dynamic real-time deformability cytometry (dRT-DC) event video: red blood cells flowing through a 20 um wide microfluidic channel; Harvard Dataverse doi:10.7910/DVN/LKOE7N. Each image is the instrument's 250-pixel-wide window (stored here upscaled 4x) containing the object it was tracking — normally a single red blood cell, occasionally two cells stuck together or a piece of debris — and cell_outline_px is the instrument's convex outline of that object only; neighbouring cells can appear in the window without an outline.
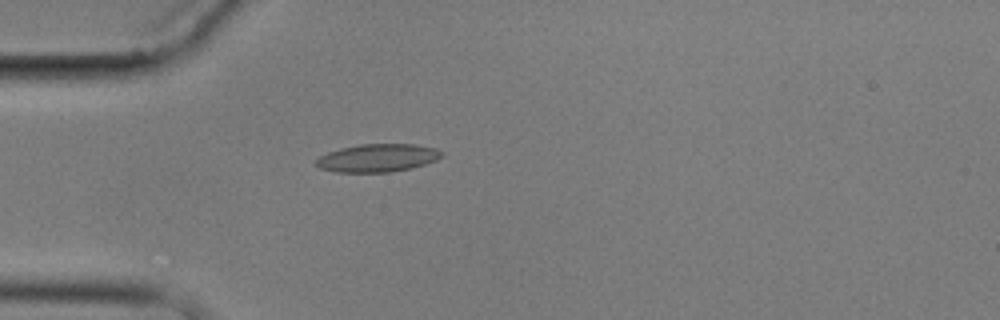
{"species": "common noctule bat (a hibernating species)", "species_latin": "Nyctalus noctula", "temperature_condition": "cold", "stored_images_in_passage": 5, "camera_frame_rate_fps": 3000, "um_per_image_px": 0.085, "animal": {"sex": "male", "body_mass_g": 17.9}, "frame": {"image": 1, "passage_image": 5, "time_ms": 4.667, "image_size_px": [1000, 320], "cell_outline_px": [[444, 156], [436, 160], [412, 168], [388, 172], [336, 172], [320, 168], [316, 164], [316, 160], [320, 156], [328, 152], [340, 148], [360, 144], [416, 144], [436, 148], [444, 152]], "centroid_in_image_um": [32.13, 13.42], "position_along_channel_um": 52.9, "area_um2": 20.52}}